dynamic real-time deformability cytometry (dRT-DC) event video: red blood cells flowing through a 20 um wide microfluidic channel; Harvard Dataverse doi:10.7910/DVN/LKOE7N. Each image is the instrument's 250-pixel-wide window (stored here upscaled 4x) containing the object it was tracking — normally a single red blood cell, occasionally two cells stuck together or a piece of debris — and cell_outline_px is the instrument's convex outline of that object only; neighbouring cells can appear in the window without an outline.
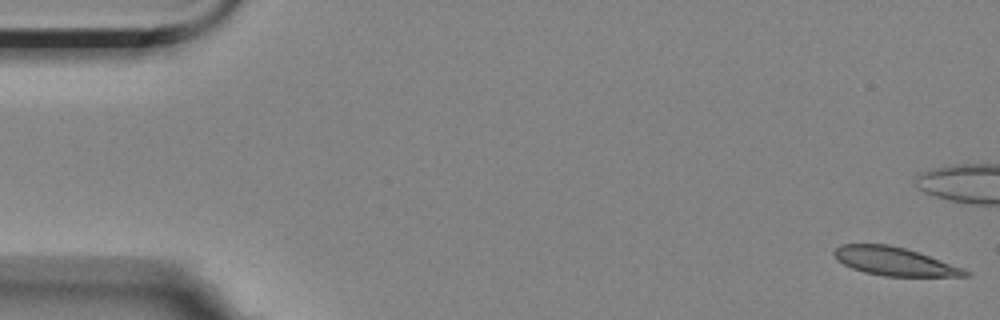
{"species": "Egyptian fruit bat (a non-hibernating species)", "species_latin": "Rousettus aegyptiacus", "temperature_condition": "room temperature", "stored_images_in_passage": 4, "camera_frame_rate_fps": 3000, "um_per_image_px": 0.085, "animal": {"sex": "female"}, "frame": {"image": 1, "passage_image": 1, "time_ms": 0.0, "image_size_px": [1000, 320], "cell_outline_px": [[972, 276], [884, 276], [864, 272], [852, 268], [844, 264], [832, 252], [840, 244], [888, 244], [904, 248], [964, 268], [972, 272]], "centroid_in_image_um": [76.05, 22.22], "position_along_channel_um": 8.9, "area_um2": 21.39}}